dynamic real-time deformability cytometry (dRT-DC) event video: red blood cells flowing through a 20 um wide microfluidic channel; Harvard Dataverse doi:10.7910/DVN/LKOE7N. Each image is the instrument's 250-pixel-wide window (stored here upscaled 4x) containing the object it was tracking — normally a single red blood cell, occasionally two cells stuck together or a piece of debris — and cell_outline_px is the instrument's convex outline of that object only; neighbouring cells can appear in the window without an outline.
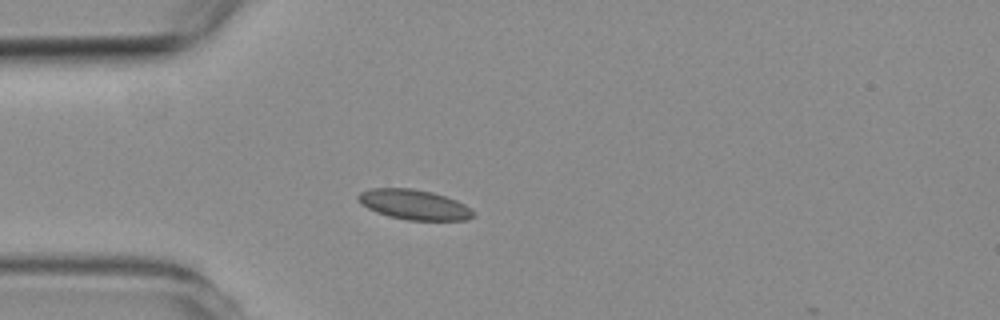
{"species": "common noctule bat (a hibernating species)", "species_latin": "Nyctalus noctula", "temperature_condition": "room temperature", "stored_images_in_passage": 1, "camera_frame_rate_fps": 3000, "um_per_image_px": 0.085, "animal": {"sex": "female", "body_mass_g": 19.3, "forearm_length_mm": 54.1}, "frame": {"image": 1, "passage_image": 1, "time_ms": 0.0, "image_size_px": [1000, 320], "cell_outline_px": [[476, 216], [468, 220], [408, 220], [388, 216], [376, 212], [360, 204], [356, 200], [356, 196], [360, 192], [372, 188], [412, 188], [432, 192], [456, 200], [464, 204], [476, 212]], "centroid_in_image_um": [35.19, 17.39], "position_along_channel_um": 49.8, "area_um2": 20.35}}